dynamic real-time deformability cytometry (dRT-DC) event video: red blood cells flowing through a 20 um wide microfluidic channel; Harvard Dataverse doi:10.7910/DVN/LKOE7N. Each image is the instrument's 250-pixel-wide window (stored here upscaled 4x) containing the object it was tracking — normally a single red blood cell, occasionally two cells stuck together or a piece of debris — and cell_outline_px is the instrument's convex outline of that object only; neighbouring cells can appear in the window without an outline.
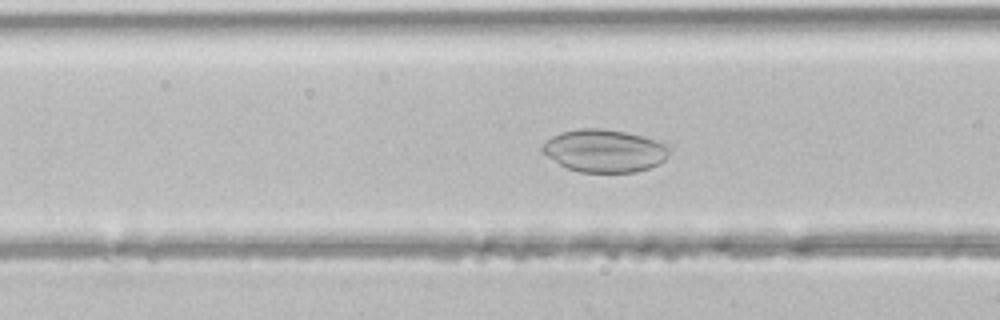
{"species": "common noctule bat (a hibernating species)", "species_latin": "Nyctalus noctula", "temperature_condition": "room temperature", "stored_images_in_passage": 45, "camera_frame_rate_fps": 3000, "um_per_image_px": 0.085, "animal": {"sex": "male", "body_mass_g": 21.5, "forearm_length_mm": 52.0}, "frame": {"image": 1, "passage_image": 17, "time_ms": 5.333, "image_size_px": [1000, 320], "cell_outline_px": [[672, 148], [668, 156], [660, 164], [636, 172], [580, 172], [568, 168], [560, 164], [540, 152], [540, 148], [552, 136], [560, 132], [580, 128], [600, 128], [624, 132], [644, 136], [668, 144]], "centroid_in_image_um": [51.41, 12.81], "position_along_channel_um": 115.2, "area_um2": 31.79}}
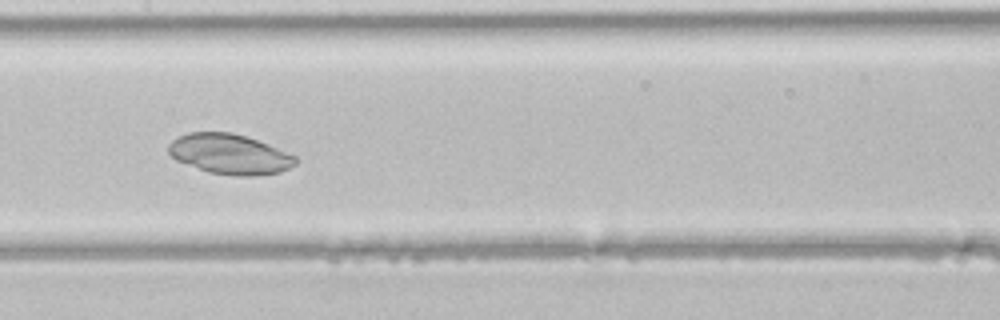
{"frame": {"image": 2, "passage_image": 22, "time_ms": 7.0, "image_size_px": [1000, 320], "cell_outline_px": [[296, 164], [280, 172], [256, 176], [232, 176], [208, 172], [176, 160], [168, 152], [168, 144], [172, 140], [188, 132], [232, 132], [268, 144], [296, 156]], "centroid_in_image_um": [19.51, 13.11], "position_along_channel_um": 187.9, "area_um2": 29.65}}
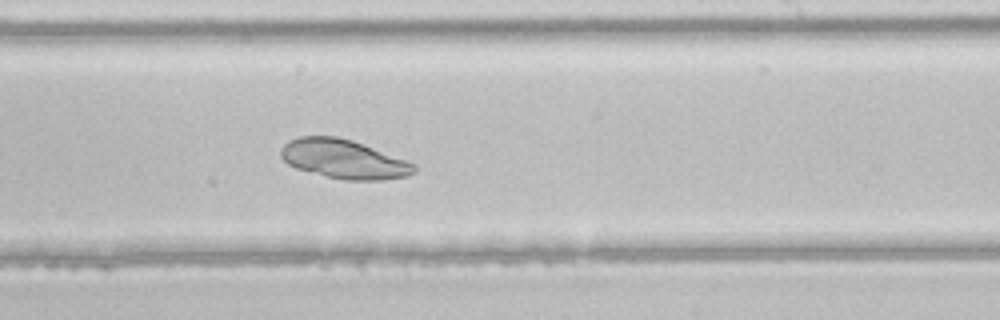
{"frame": {"image": 3, "passage_image": 27, "time_ms": 8.667, "image_size_px": [1000, 320], "cell_outline_px": [[416, 168], [408, 176], [384, 180], [344, 180], [296, 168], [288, 164], [280, 156], [280, 148], [288, 140], [300, 136], [336, 136], [352, 140], [416, 164]], "centroid_in_image_um": [29.19, 13.52], "position_along_channel_um": 259.8, "area_um2": 30.11}}